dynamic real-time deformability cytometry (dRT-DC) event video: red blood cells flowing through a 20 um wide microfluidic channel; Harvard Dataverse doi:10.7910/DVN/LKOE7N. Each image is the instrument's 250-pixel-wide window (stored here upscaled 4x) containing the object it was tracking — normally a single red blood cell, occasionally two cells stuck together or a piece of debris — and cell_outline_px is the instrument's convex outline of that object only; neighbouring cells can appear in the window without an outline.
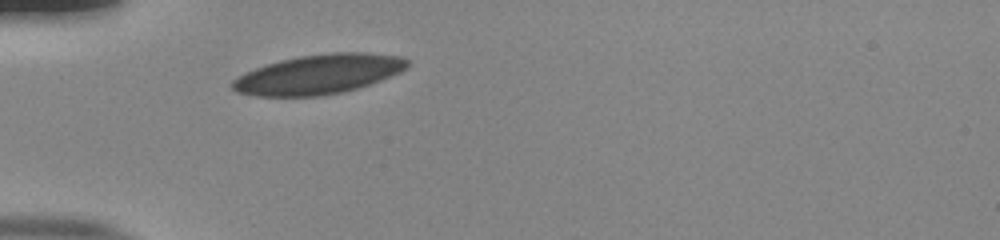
{"species": "human", "species_latin": "Homo sapiens", "temperature_condition": "room temperature", "stored_images_in_passage": 38, "camera_frame_rate_fps": 3000, "um_per_image_px": 0.085, "donor": {"sex": "male"}, "frame": {"image": 1, "passage_image": 1, "time_ms": 0.0, "image_size_px": [1000, 240], "cell_outline_px": [[408, 68], [400, 72], [380, 80], [356, 88], [340, 92], [320, 96], [256, 96], [236, 92], [232, 88], [232, 80], [236, 76], [244, 72], [280, 60], [300, 56], [332, 52], [368, 52], [400, 56], [408, 60]], "centroid_in_image_um": [27.07, 6.3], "position_along_channel_um": 57.9, "area_um2": 40.23}}
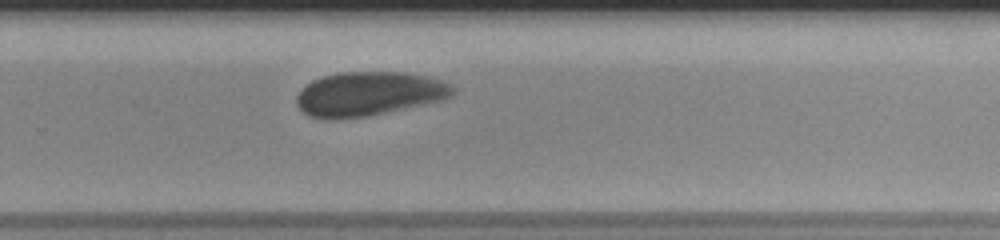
{"frame": {"image": 2, "passage_image": 21, "time_ms": 6.667, "image_size_px": [1000, 240], "cell_outline_px": [[456, 92], [452, 96], [444, 100], [368, 116], [336, 120], [328, 120], [308, 116], [296, 104], [296, 96], [300, 88], [312, 80], [324, 76], [344, 72], [404, 72], [428, 76], [452, 84], [456, 88]], "centroid_in_image_um": [31.36, 7.98], "position_along_channel_um": 298.4, "area_um2": 40.69}}
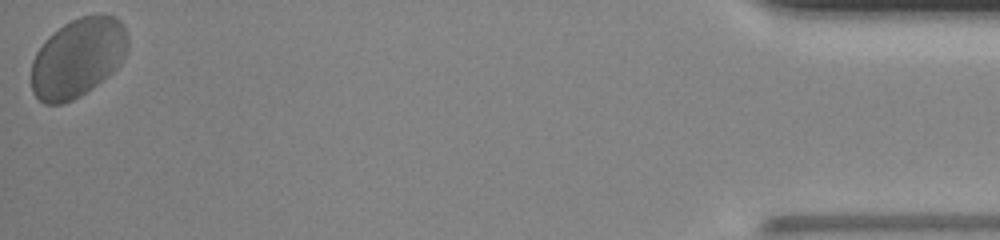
{"frame": {"image": 3, "passage_image": 38, "time_ms": 12.333, "image_size_px": [1000, 240], "cell_outline_px": [[128, 48], [120, 64], [108, 76], [92, 88], [80, 96], [72, 100], [60, 104], [44, 104], [32, 92], [32, 60], [36, 52], [44, 40], [48, 36], [64, 24], [80, 16], [100, 12], [116, 16], [124, 24], [128, 36]], "centroid_in_image_um": [6.64, 4.87], "position_along_channel_um": 428.6, "area_um2": 44.97}, "authors_computed_cell_mechanics": {"area_um2": 40.8068, "velocity_mm_per_s": 3.7553, "shape_relaxation_time_tau1_ms": 3.2937, "shape_relaxation_time_tau2_ms": 0.8343, "deformation_change_tau1": 0.0685, "deformation_change_tau2": 0.0443}}